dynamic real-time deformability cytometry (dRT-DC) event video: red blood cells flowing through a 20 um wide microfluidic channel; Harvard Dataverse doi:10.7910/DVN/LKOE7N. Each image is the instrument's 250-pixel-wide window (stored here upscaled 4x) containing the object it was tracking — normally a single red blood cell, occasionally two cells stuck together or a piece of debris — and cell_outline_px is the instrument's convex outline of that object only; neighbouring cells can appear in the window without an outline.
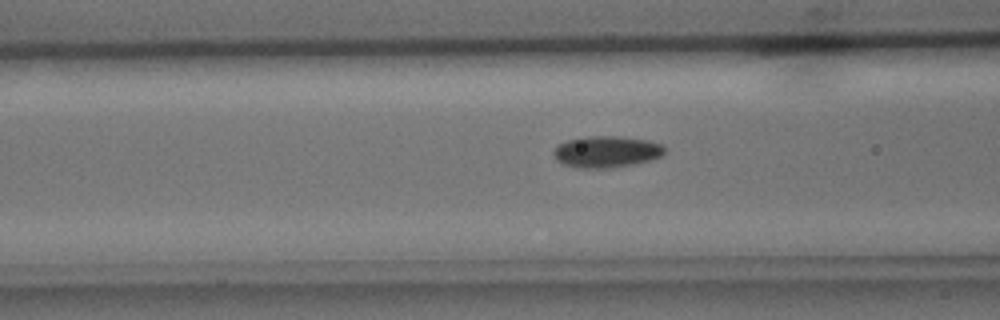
{"species": "common noctule bat (a hibernating species)", "species_latin": "Nyctalus noctula", "temperature_condition": "cold", "stored_images_in_passage": 29, "camera_frame_rate_fps": 3000, "um_per_image_px": 0.085, "animal": {"sex": "male", "body_mass_g": 15.6}, "frame": {"image": 1, "passage_image": 6, "time_ms": 1.667, "image_size_px": [1000, 320], "cell_outline_px": [[664, 152], [660, 156], [648, 160], [608, 168], [576, 168], [564, 164], [556, 160], [552, 152], [556, 144], [568, 140], [584, 136], [616, 136], [644, 140], [660, 144], [664, 148]], "centroid_in_image_um": [51.44, 12.89], "position_along_channel_um": 115.2, "area_um2": 20.11}}
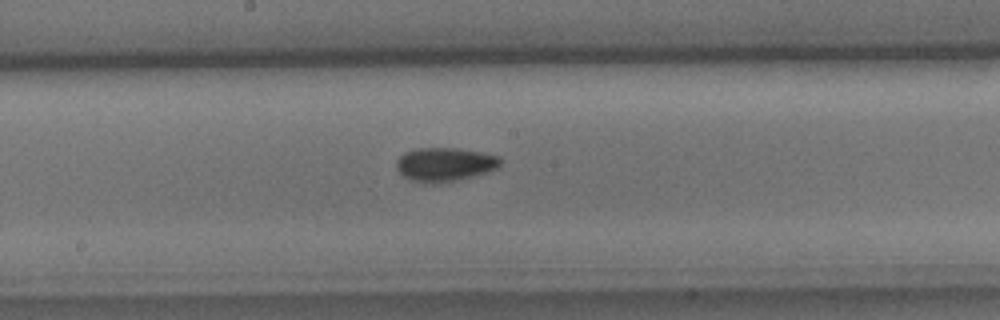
{"frame": {"image": 2, "passage_image": 13, "time_ms": 4.0, "image_size_px": [1000, 320], "cell_outline_px": [[500, 164], [496, 168], [472, 176], [456, 180], [436, 184], [424, 184], [412, 180], [404, 176], [396, 168], [396, 160], [404, 152], [416, 148], [460, 148], [484, 152], [500, 156]], "centroid_in_image_um": [37.77, 13.96], "position_along_channel_um": 210.4, "area_um2": 20.58}}
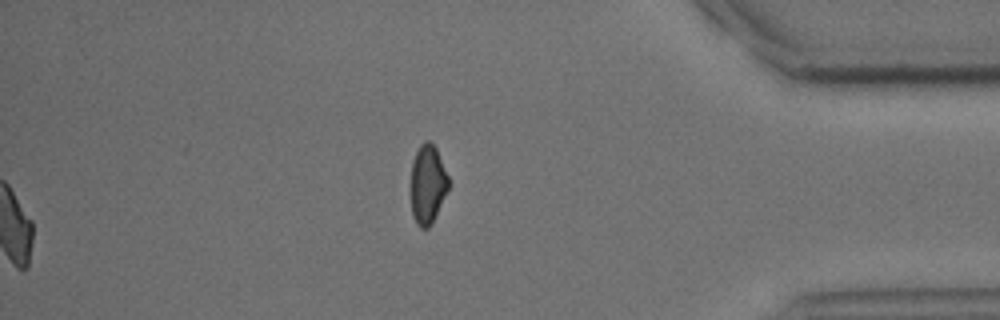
{"frame": {"image": 3, "passage_image": 29, "time_ms": 9.333, "image_size_px": [1000, 320], "cell_outline_px": [[448, 188], [432, 224], [428, 228], [420, 228], [416, 224], [412, 216], [412, 164], [416, 152], [420, 144], [424, 140], [428, 140], [436, 148], [448, 176]], "centroid_in_image_um": [36.35, 15.68], "position_along_channel_um": 398.9, "area_um2": 17.05}, "authors_computed_cell_mechanics": {"area_um2": 19.1896, "velocity_mm_per_s": 4.0696, "shape_relaxation_time_tau1_ms": 4.4173, "shape_relaxation_time_tau2_ms": null, "deformation_change_tau1": 0.0926, "deformation_change_tau2": null}}